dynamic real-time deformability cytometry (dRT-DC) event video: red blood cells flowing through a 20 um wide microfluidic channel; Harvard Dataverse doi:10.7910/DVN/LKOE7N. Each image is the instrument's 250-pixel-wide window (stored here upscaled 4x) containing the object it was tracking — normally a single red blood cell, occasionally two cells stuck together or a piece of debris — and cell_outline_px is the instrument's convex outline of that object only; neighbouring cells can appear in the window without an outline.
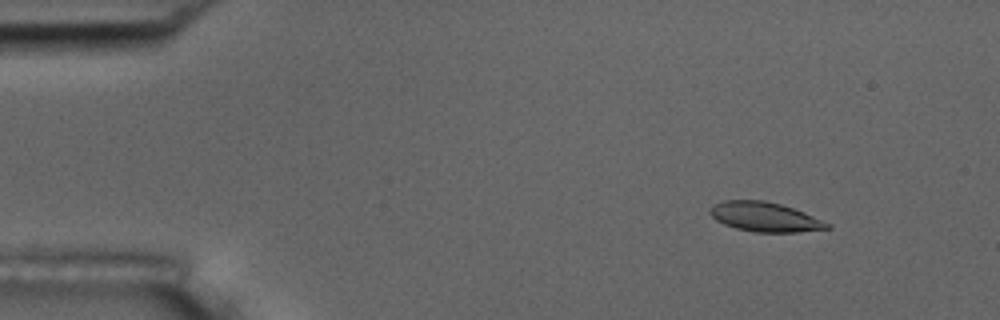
{"species": "common noctule bat (a hibernating species)", "species_latin": "Nyctalus noctula", "temperature_condition": "room temperature", "stored_images_in_passage": 4, "camera_frame_rate_fps": 3000, "um_per_image_px": 0.085, "animal": {"sex": "male", "body_mass_g": 17.5, "forearm_length_mm": 52.3}, "frame": {"image": 1, "passage_image": 2, "time_ms": 1.0, "image_size_px": [1000, 320], "cell_outline_px": [[832, 228], [796, 232], [756, 232], [736, 228], [724, 224], [716, 220], [708, 212], [712, 204], [724, 200], [764, 200], [780, 204], [804, 212], [832, 224]], "centroid_in_image_um": [65.01, 18.43], "position_along_channel_um": 20.0, "area_um2": 20.17}}
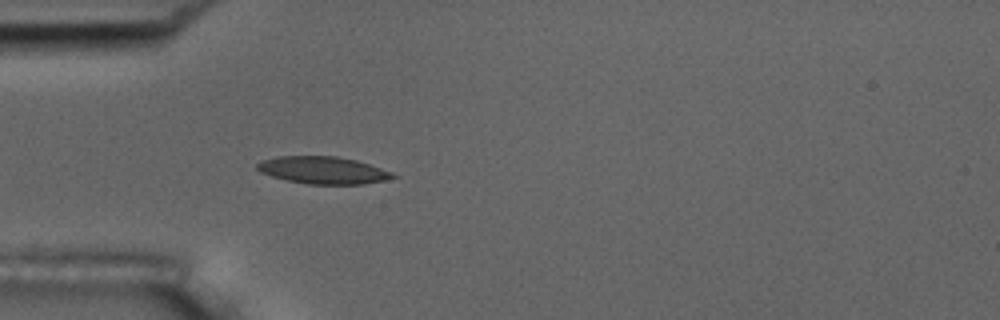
{"frame": {"image": 2, "passage_image": 4, "time_ms": 4.333, "image_size_px": [1000, 320], "cell_outline_px": [[396, 176], [384, 180], [364, 184], [308, 184], [288, 180], [272, 176], [260, 172], [256, 168], [256, 164], [264, 160], [276, 156], [336, 156], [356, 160], [392, 172]], "centroid_in_image_um": [27.43, 14.46], "position_along_channel_um": 57.6, "area_um2": 21.33}}